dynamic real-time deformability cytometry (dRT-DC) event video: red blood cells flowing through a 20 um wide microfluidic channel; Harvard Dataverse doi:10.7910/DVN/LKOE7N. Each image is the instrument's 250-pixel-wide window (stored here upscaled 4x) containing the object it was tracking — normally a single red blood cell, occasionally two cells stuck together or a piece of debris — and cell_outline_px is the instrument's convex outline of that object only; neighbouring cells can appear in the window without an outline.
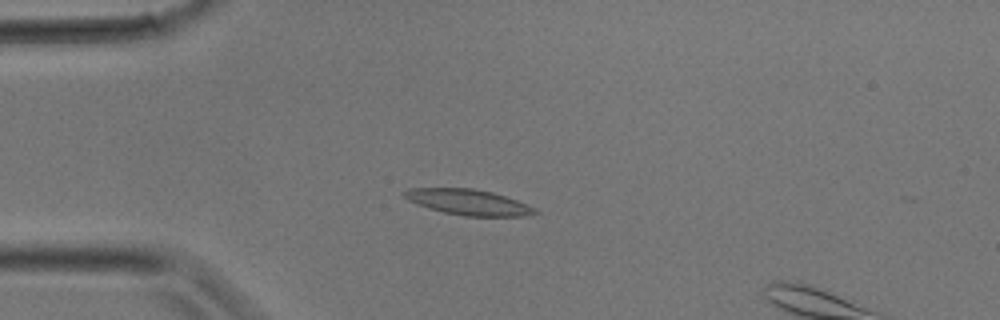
{"species": "common noctule bat (a hibernating species)", "species_latin": "Nyctalus noctula", "temperature_condition": "room temperature", "stored_images_in_passage": 9, "camera_frame_rate_fps": 3000, "um_per_image_px": 0.085, "animal": {"sex": "male", "body_mass_g": 17.9}, "frame": {"image": 1, "passage_image": 7, "time_ms": 2.0, "image_size_px": [1000, 320], "cell_outline_px": [[540, 212], [528, 216], [464, 216], [444, 212], [428, 208], [416, 204], [408, 200], [400, 192], [408, 188], [472, 188], [492, 192], [516, 200], [536, 208]], "centroid_in_image_um": [39.79, 17.18], "position_along_channel_um": 45.2, "area_um2": 19.59}}